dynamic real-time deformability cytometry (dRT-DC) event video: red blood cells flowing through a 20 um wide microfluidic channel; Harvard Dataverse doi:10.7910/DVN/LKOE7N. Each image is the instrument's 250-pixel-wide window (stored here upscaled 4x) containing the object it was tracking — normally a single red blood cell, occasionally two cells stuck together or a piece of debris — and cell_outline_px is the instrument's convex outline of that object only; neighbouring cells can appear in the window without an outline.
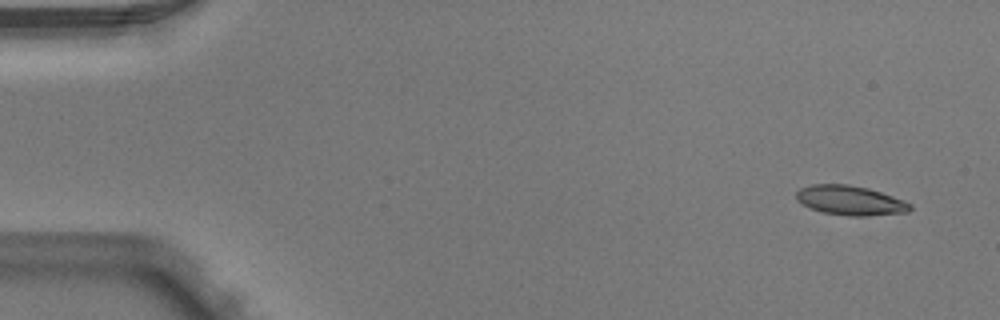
{"species": "Egyptian fruit bat (a non-hibernating species)", "species_latin": "Rousettus aegyptiacus", "temperature_condition": "warm", "stored_images_in_passage": 4, "camera_frame_rate_fps": 3000, "um_per_image_px": 0.085, "animal": {"sex": "male"}, "frame": {"image": 1, "passage_image": 1, "time_ms": 0.0, "image_size_px": [1000, 320], "cell_outline_px": [[912, 208], [908, 212], [868, 216], [848, 216], [824, 212], [812, 208], [796, 200], [796, 192], [800, 188], [812, 184], [848, 184], [868, 188], [904, 200], [912, 204]], "centroid_in_image_um": [72.29, 17.03], "position_along_channel_um": 12.7, "area_um2": 19.54}}
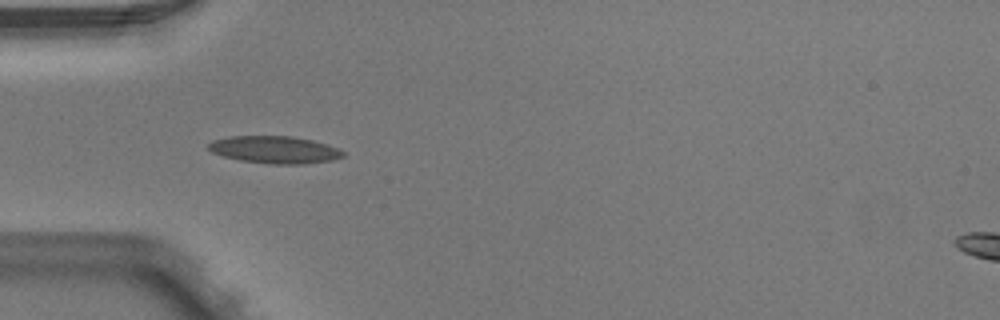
{"frame": {"image": 2, "passage_image": 4, "time_ms": 1.0, "image_size_px": [1000, 320], "cell_outline_px": [[344, 156], [332, 160], [304, 164], [272, 164], [240, 160], [224, 156], [212, 152], [208, 148], [208, 144], [212, 140], [228, 136], [292, 136], [312, 140], [328, 144], [344, 152]], "centroid_in_image_um": [23.34, 12.72], "position_along_channel_um": 61.7, "area_um2": 21.39}}